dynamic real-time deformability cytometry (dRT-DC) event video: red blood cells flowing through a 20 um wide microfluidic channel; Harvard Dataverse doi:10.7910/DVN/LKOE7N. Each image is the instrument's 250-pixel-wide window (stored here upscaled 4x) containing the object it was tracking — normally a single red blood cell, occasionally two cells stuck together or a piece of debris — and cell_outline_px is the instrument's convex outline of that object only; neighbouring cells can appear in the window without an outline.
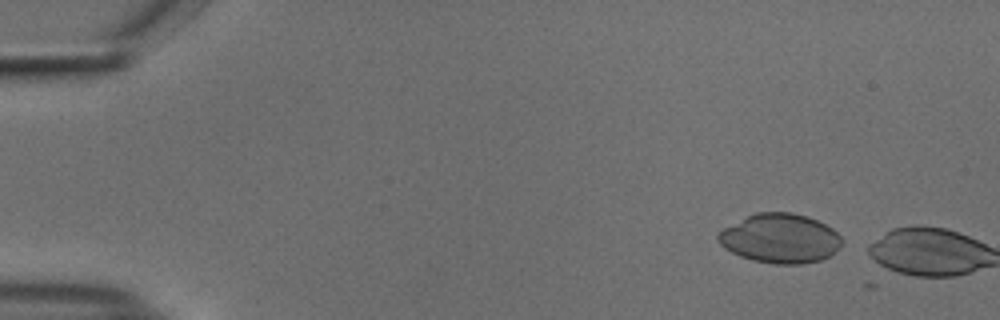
{"species": "common noctule bat (a hibernating species)", "species_latin": "Nyctalus noctula", "temperature_condition": "cold", "stored_images_in_passage": 3, "camera_frame_rate_fps": 3000, "um_per_image_px": 0.085, "animal": {"sex": "male", "body_mass_g": 18.8}, "frame": {"image": 1, "passage_image": 2, "time_ms": 0.333, "image_size_px": [1000, 320], "cell_outline_px": [[840, 248], [832, 256], [820, 260], [800, 264], [772, 264], [752, 260], [740, 256], [724, 248], [716, 240], [716, 236], [724, 228], [756, 212], [792, 212], [808, 216], [832, 228], [840, 236]], "centroid_in_image_um": [66.31, 20.27], "position_along_channel_um": 18.7, "area_um2": 35.6}}